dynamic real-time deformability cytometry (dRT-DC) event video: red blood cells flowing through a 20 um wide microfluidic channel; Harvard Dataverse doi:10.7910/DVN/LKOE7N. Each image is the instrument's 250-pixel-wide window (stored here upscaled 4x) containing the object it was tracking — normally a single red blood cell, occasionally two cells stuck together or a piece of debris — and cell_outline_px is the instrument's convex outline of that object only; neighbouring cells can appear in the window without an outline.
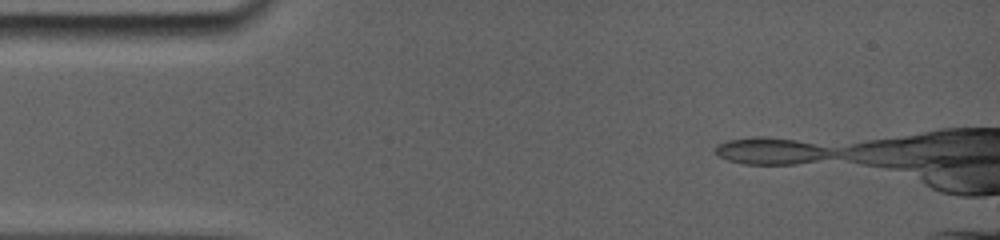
{"species": "common noctule bat (a hibernating species)", "species_latin": "Nyctalus noctula", "temperature_condition": "room temperature", "stored_images_in_passage": 35, "camera_frame_rate_fps": 5000, "um_per_image_px": 0.085, "animal": {"sex": "female", "body_mass_g": 19.0, "forearm_length_mm": 56.7}, "frame": {"image": 1, "passage_image": 1, "time_ms": 0.0, "image_size_px": [1000, 240], "cell_outline_px": [[828, 156], [812, 160], [792, 164], [748, 164], [732, 160], [720, 156], [716, 152], [716, 148], [724, 144], [736, 140], [788, 140], [808, 144], [820, 148], [828, 152]], "centroid_in_image_um": [65.45, 12.91], "position_along_channel_um": 19.5, "area_um2": 15.49}}
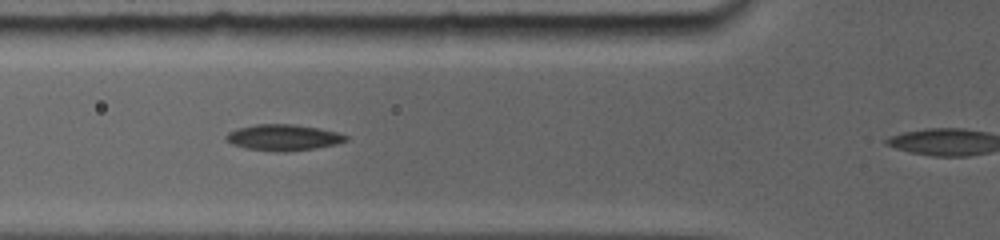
{"frame": {"image": 2, "passage_image": 21, "time_ms": 4.0, "image_size_px": [1000, 240], "cell_outline_px": [[348, 140], [332, 144], [312, 148], [284, 152], [248, 148], [232, 144], [228, 140], [228, 132], [240, 128], [256, 124], [292, 124], [316, 128], [336, 132], [348, 136]], "centroid_in_image_um": [24.08, 11.67], "position_along_channel_um": 101.7, "area_um2": 17.51}}
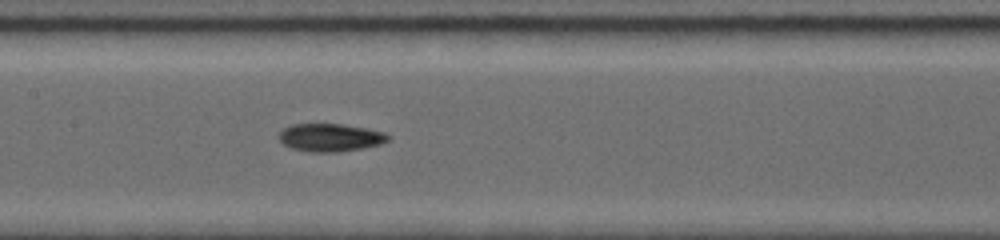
{"frame": {"image": 3, "passage_image": 34, "time_ms": 6.0, "image_size_px": [1000, 240], "cell_outline_px": [[388, 140], [380, 144], [360, 148], [336, 152], [312, 152], [292, 148], [284, 144], [280, 140], [280, 132], [284, 128], [292, 124], [340, 124], [364, 128], [380, 132], [388, 136]], "centroid_in_image_um": [28.02, 11.69], "position_along_channel_um": 179.4, "area_um2": 17.22}}